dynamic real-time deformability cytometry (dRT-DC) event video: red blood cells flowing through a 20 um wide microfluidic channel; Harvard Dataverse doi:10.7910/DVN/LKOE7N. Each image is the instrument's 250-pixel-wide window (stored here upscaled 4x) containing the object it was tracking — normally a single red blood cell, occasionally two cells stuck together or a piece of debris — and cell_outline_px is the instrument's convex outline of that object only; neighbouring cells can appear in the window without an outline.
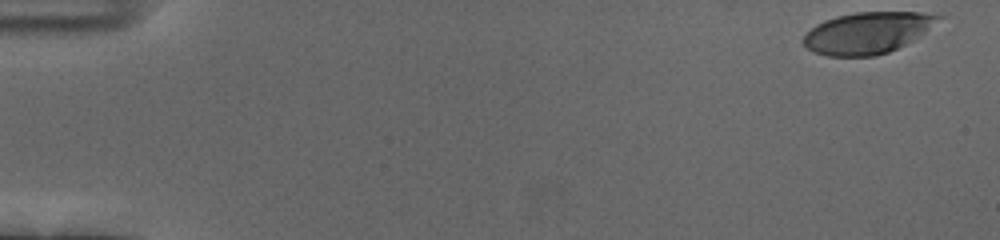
{"species": "human", "species_latin": "Homo sapiens", "temperature_condition": "cold", "stored_images_in_passage": 55, "camera_frame_rate_fps": 3000, "um_per_image_px": 0.085, "donor": {"sex": "female"}, "frame": {"image": 1, "passage_image": 1, "time_ms": 0.0, "image_size_px": [1000, 240], "cell_outline_px": [[944, 16], [924, 32], [912, 40], [888, 52], [876, 56], [828, 56], [812, 52], [800, 40], [816, 24], [824, 20], [836, 16], [856, 12], [920, 12]], "centroid_in_image_um": [73.68, 2.79], "position_along_channel_um": 11.3, "area_um2": 32.37}}
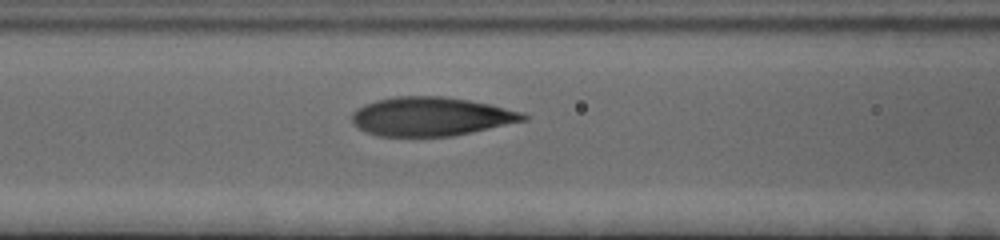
{"frame": {"image": 2, "passage_image": 23, "time_ms": 7.333, "image_size_px": [1000, 240], "cell_outline_px": [[528, 120], [472, 132], [452, 136], [380, 136], [368, 132], [352, 124], [352, 112], [356, 108], [364, 104], [376, 100], [396, 96], [440, 96], [468, 100], [488, 104], [524, 112], [528, 116]], "centroid_in_image_um": [36.63, 9.9], "position_along_channel_um": 130.0, "area_um2": 38.73}}
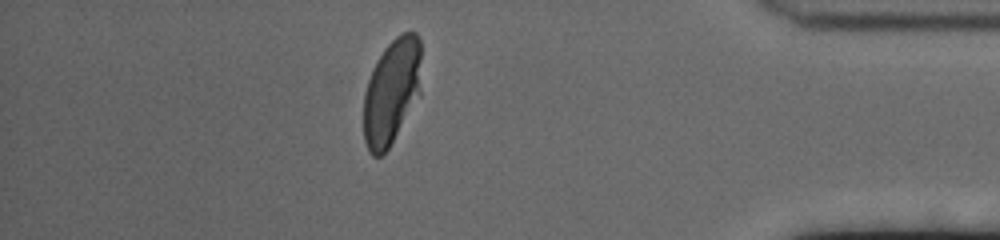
{"frame": {"image": 3, "passage_image": 48, "time_ms": 15.667, "image_size_px": [1000, 240], "cell_outline_px": [[420, 96], [388, 148], [380, 156], [372, 156], [368, 152], [364, 140], [364, 92], [368, 80], [384, 48], [396, 36], [404, 32], [416, 32], [420, 36]], "centroid_in_image_um": [33.29, 7.79], "position_along_channel_um": 401.9, "area_um2": 35.43}, "authors_computed_cell_mechanics": {"area_um2": 37.6856, "velocity_mm_per_s": 3.671, "shape_relaxation_time_tau1_ms": 3.6836, "shape_relaxation_time_tau2_ms": null, "deformation_change_tau1": 0.2, "deformation_change_tau2": null}}